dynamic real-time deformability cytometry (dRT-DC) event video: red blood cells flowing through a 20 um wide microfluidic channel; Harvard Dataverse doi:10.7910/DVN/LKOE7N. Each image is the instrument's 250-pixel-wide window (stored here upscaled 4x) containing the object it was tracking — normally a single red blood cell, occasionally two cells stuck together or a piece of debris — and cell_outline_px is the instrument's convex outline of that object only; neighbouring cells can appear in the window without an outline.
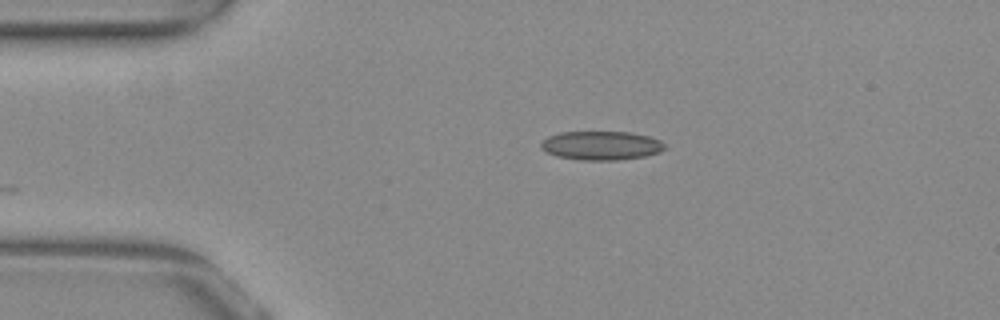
{"species": "common noctule bat (a hibernating species)", "species_latin": "Nyctalus noctula", "temperature_condition": "warm", "stored_images_in_passage": 41, "camera_frame_rate_fps": 3000, "um_per_image_px": 0.085, "animal": {"sex": "female", "body_mass_g": 29.2, "forearm_length_mm": 56.3}, "frame": {"image": 1, "passage_image": 1, "time_ms": 0.0, "image_size_px": [1000, 320], "cell_outline_px": [[664, 148], [660, 152], [644, 156], [616, 160], [580, 160], [556, 156], [540, 148], [540, 144], [548, 136], [560, 132], [628, 132], [648, 136], [660, 140], [664, 144]], "centroid_in_image_um": [51.08, 12.37], "position_along_channel_um": 33.9, "area_um2": 20.69}}
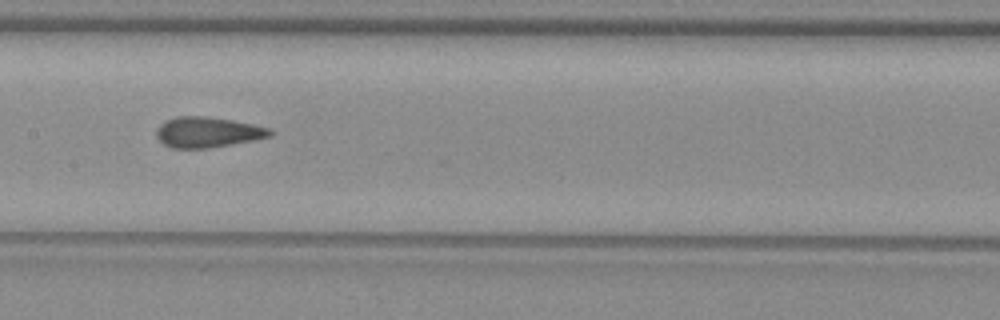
{"frame": {"image": 2, "passage_image": 16, "time_ms": 5.0, "image_size_px": [1000, 320], "cell_outline_px": [[276, 132], [272, 136], [256, 140], [208, 148], [172, 148], [164, 144], [156, 136], [156, 128], [164, 120], [176, 116], [204, 116], [232, 120], [272, 128]], "centroid_in_image_um": [17.68, 11.23], "position_along_channel_um": 189.7, "area_um2": 20.46}}
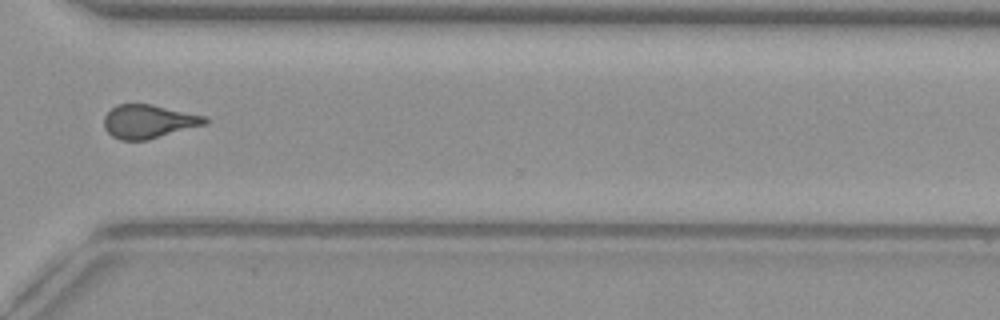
{"frame": {"image": 3, "passage_image": 29, "time_ms": 9.333, "image_size_px": [1000, 320], "cell_outline_px": [[208, 124], [148, 140], [120, 140], [112, 136], [104, 128], [104, 116], [116, 104], [152, 104], [204, 116], [208, 120]], "centroid_in_image_um": [12.62, 10.33], "position_along_channel_um": 358.0, "area_um2": 19.83}, "authors_computed_cell_mechanics": {"area_um2": 19.8254, "velocity_mm_per_s": 3.885, "shape_relaxation_time_tau1_ms": null, "shape_relaxation_time_tau2_ms": 1.39, "deformation_change_tau1": null, "deformation_change_tau2": 0.0952}}